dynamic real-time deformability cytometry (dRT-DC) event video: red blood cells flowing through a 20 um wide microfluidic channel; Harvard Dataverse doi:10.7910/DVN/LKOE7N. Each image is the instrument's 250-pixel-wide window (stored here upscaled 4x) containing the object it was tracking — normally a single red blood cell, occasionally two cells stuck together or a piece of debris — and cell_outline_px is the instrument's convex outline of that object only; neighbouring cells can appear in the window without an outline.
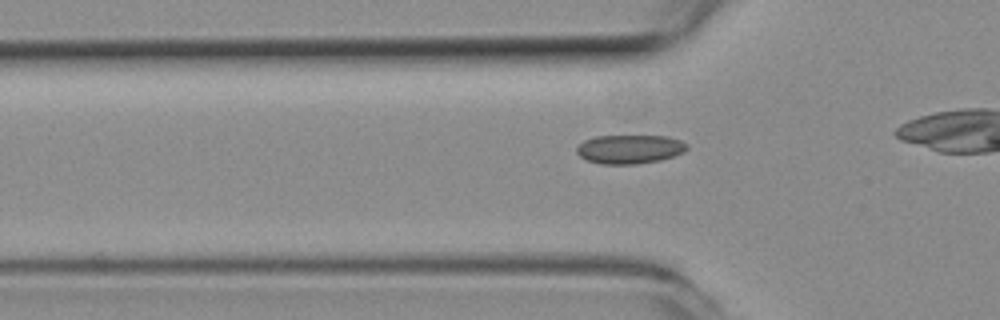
{"species": "common noctule bat (a hibernating species)", "species_latin": "Nyctalus noctula", "temperature_condition": "room temperature", "stored_images_in_passage": 38, "camera_frame_rate_fps": 3000, "um_per_image_px": 0.085, "animal": {"sex": "female", "body_mass_g": 19.3, "forearm_length_mm": 54.1}, "frame": {"image": 1, "passage_image": 12, "time_ms": 3.667, "image_size_px": [1000, 320], "cell_outline_px": [[688, 148], [684, 152], [660, 160], [636, 164], [600, 164], [588, 160], [580, 156], [576, 152], [576, 148], [584, 140], [596, 136], [668, 136], [680, 140], [688, 144]], "centroid_in_image_um": [53.53, 12.67], "position_along_channel_um": 72.3, "area_um2": 18.55}}
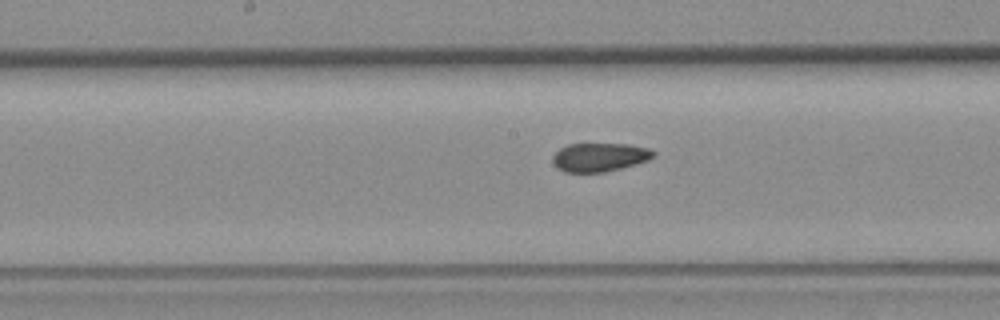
{"frame": {"image": 2, "passage_image": 22, "time_ms": 7.0, "image_size_px": [1000, 320], "cell_outline_px": [[656, 156], [648, 160], [636, 164], [604, 172], [564, 172], [552, 160], [552, 156], [560, 148], [568, 144], [628, 144], [648, 148], [656, 152]], "centroid_in_image_um": [51.0, 13.35], "position_along_channel_um": 197.2, "area_um2": 16.7}}
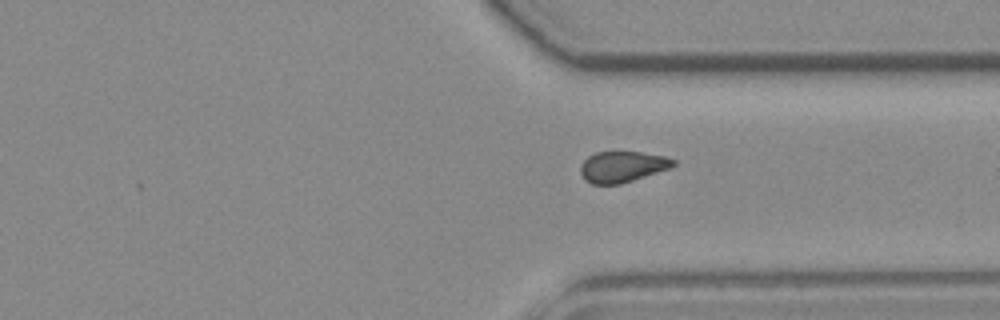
{"frame": {"image": 3, "passage_image": 35, "time_ms": 11.333, "image_size_px": [1000, 320], "cell_outline_px": [[676, 164], [672, 168], [620, 184], [592, 184], [584, 180], [580, 172], [580, 164], [588, 156], [596, 152], [640, 152], [664, 156], [676, 160]], "centroid_in_image_um": [52.9, 14.17], "position_along_channel_um": 358.5, "area_um2": 16.88}}